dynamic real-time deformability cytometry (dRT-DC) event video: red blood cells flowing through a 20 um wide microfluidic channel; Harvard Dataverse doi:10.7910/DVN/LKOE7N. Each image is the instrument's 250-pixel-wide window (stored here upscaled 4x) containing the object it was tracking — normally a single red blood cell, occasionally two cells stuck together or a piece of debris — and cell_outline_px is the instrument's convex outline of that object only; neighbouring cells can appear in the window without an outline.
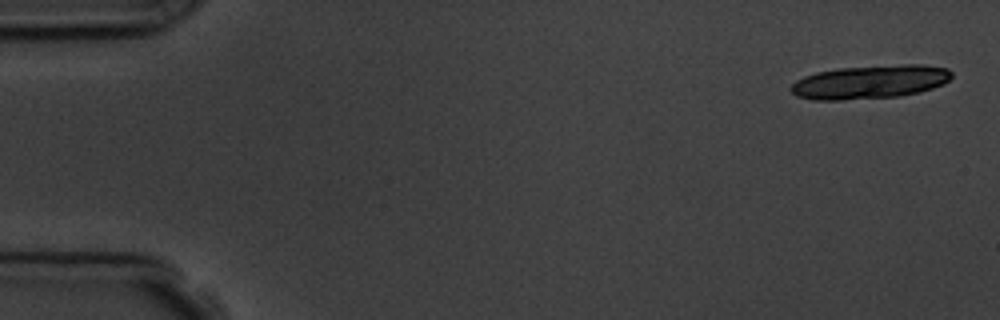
{"species": "common noctule bat (a hibernating species)", "species_latin": "Nyctalus noctula", "temperature_condition": "room temperature", "stored_images_in_passage": 8, "camera_frame_rate_fps": 3000, "um_per_image_px": 0.085, "animal": {"sex": "male", "body_mass_g": 19.5, "forearm_length_mm": 54.6}, "frame": {"image": 1, "passage_image": 1, "time_ms": 0.0, "image_size_px": [1000, 320], "cell_outline_px": [[952, 76], [944, 84], [932, 88], [900, 96], [840, 100], [816, 100], [796, 96], [788, 88], [796, 80], [804, 76], [816, 72], [840, 68], [904, 64], [920, 64], [948, 68], [952, 72]], "centroid_in_image_um": [73.94, 6.96], "position_along_channel_um": 11.1, "area_um2": 31.44}}